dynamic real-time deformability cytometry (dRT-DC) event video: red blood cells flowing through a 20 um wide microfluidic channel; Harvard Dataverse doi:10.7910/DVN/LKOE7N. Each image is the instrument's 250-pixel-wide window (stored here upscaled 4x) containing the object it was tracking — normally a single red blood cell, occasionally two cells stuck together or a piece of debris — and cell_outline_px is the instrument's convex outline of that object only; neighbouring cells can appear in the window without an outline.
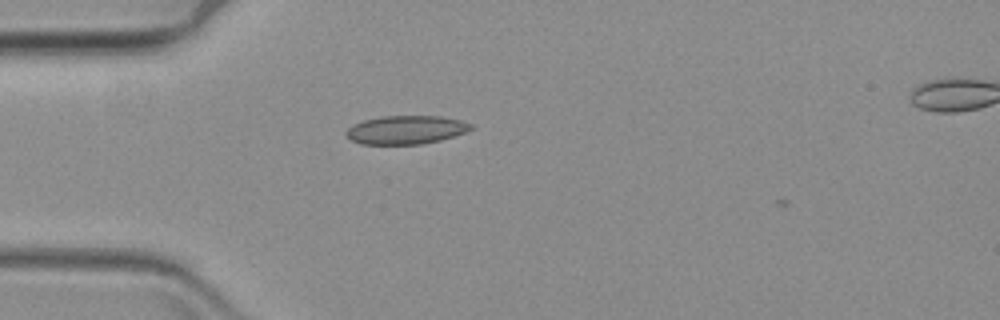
{"species": "common noctule bat (a hibernating species)", "species_latin": "Nyctalus noctula", "temperature_condition": "warm", "stored_images_in_passage": 2, "camera_frame_rate_fps": 3000, "um_per_image_px": 0.085, "animal": {"sex": "female", "body_mass_g": 19.3, "forearm_length_mm": 54.1}, "frame": {"image": 1, "passage_image": 1, "time_ms": 0.0, "image_size_px": [1000, 320], "cell_outline_px": [[472, 128], [464, 132], [440, 140], [420, 144], [360, 144], [352, 140], [344, 132], [352, 124], [364, 120], [380, 116], [440, 116], [460, 120], [472, 124]], "centroid_in_image_um": [34.47, 11.03], "position_along_channel_um": 50.5, "area_um2": 20.58}}